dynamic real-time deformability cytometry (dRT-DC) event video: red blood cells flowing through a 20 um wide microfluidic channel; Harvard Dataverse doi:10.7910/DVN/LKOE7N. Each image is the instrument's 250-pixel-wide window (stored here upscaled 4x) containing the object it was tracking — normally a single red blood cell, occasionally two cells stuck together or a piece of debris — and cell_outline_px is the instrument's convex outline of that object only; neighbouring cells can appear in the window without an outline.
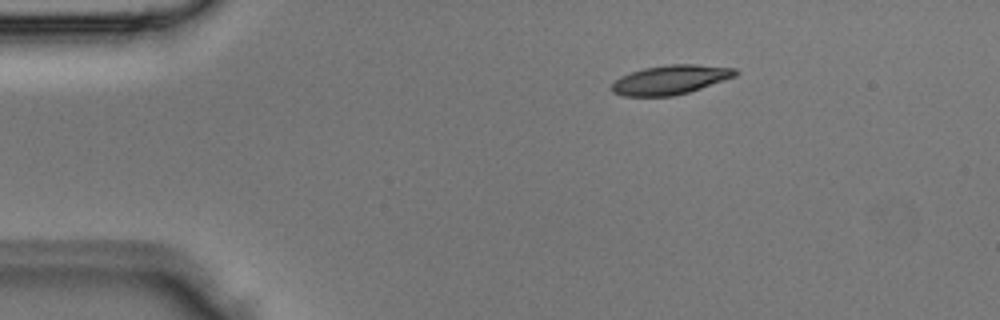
{"species": "Egyptian fruit bat (a non-hibernating species)", "species_latin": "Rousettus aegyptiacus", "temperature_condition": "room temperature", "stored_images_in_passage": 2, "camera_frame_rate_fps": 3000, "um_per_image_px": 0.085, "animal": {"sex": "male"}, "frame": {"image": 1, "passage_image": 1, "time_ms": 0.0, "image_size_px": [1000, 320], "cell_outline_px": [[740, 72], [736, 76], [688, 92], [672, 96], [624, 96], [612, 92], [612, 84], [620, 76], [644, 68], [668, 64], [692, 64], [736, 68]], "centroid_in_image_um": [57.0, 6.77], "position_along_channel_um": 28.0, "area_um2": 20.92}}